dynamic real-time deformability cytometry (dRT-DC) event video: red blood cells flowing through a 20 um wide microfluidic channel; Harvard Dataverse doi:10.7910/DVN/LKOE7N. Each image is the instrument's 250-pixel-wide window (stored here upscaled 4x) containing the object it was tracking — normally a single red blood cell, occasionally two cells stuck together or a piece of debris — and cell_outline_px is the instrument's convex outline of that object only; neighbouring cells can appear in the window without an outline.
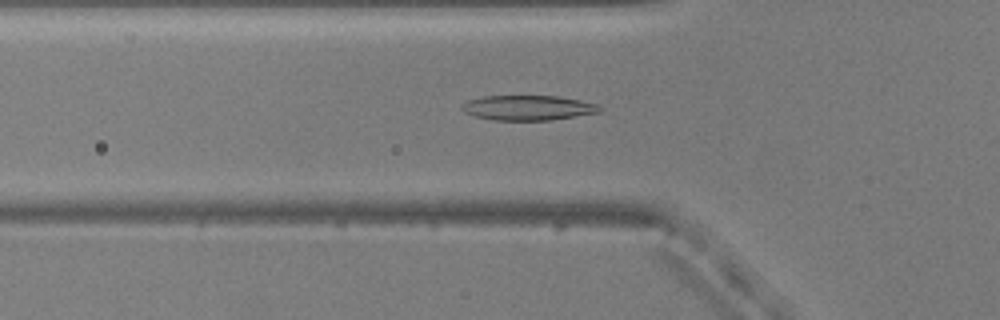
{"species": "common noctule bat (a hibernating species)", "species_latin": "Nyctalus noctula", "temperature_condition": "warm", "stored_images_in_passage": 53, "camera_frame_rate_fps": 3000, "um_per_image_px": 0.085, "animal": {"sex": "male", "body_mass_g": 20.5, "forearm_length_mm": 52.5}, "frame": {"image": 1, "passage_image": 18, "time_ms": 5.667, "image_size_px": [1000, 320], "cell_outline_px": [[604, 108], [600, 112], [552, 120], [492, 120], [476, 116], [464, 112], [460, 108], [468, 100], [484, 96], [556, 96], [580, 100], [596, 104]], "centroid_in_image_um": [44.9, 9.16], "position_along_channel_um": 80.9, "area_um2": 19.94}}
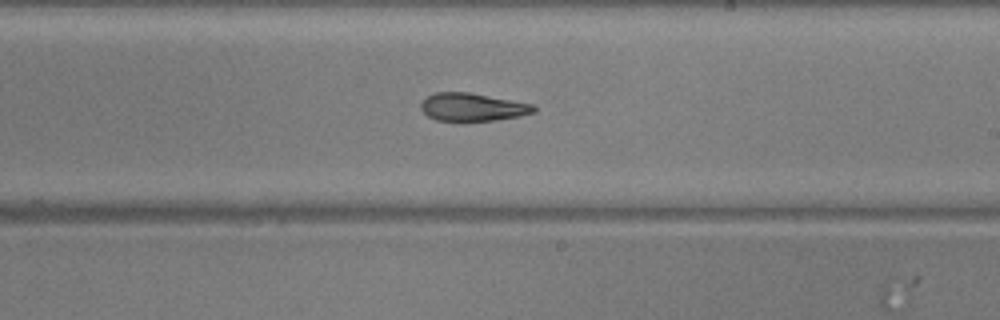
{"frame": {"image": 2, "passage_image": 31, "time_ms": 10.0, "image_size_px": [1000, 320], "cell_outline_px": [[536, 112], [520, 116], [496, 120], [464, 124], [436, 120], [428, 116], [420, 108], [420, 104], [428, 96], [436, 92], [468, 92], [532, 104], [536, 108]], "centroid_in_image_um": [40.14, 9.15], "position_along_channel_um": 248.9, "area_um2": 18.96}}
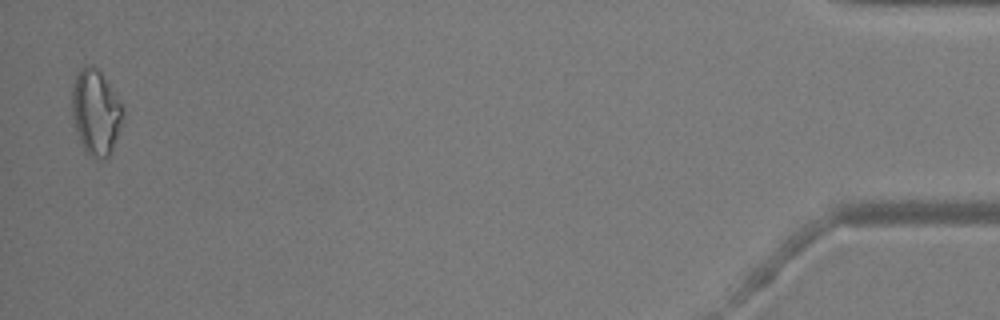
{"frame": {"image": 3, "passage_image": 52, "time_ms": 17.0, "image_size_px": [1000, 320], "cell_outline_px": [[124, 120], [112, 152], [104, 160], [100, 160], [84, 152], [72, 116], [72, 84], [80, 68], [88, 64], [92, 64], [100, 72], [124, 104]], "centroid_in_image_um": [8.18, 9.55], "position_along_channel_um": 427.0, "area_um2": 25.84}, "authors_computed_cell_mechanics": {"area_um2": 20.4612, "velocity_mm_per_s": 3.8598, "shape_relaxation_time_tau1_ms": 11.3476, "shape_relaxation_time_tau2_ms": 4.2142, "deformation_change_tau1": 0.2713, "deformation_change_tau2": 0.1296}}